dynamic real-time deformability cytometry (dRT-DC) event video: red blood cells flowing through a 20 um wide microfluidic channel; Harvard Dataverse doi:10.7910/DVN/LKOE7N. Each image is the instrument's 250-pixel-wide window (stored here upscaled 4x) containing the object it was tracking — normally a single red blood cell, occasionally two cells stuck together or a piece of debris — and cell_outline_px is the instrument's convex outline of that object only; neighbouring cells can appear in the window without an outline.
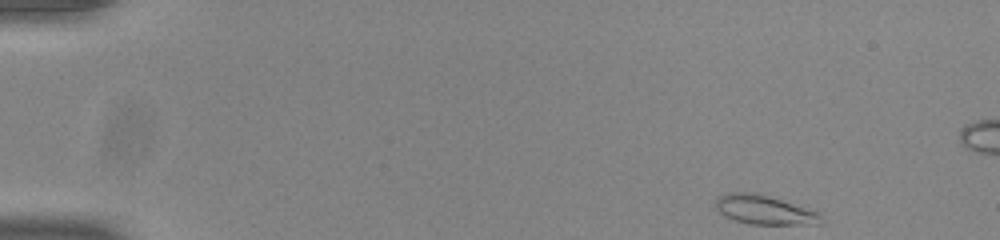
{"species": "common noctule bat (a hibernating species)", "species_latin": "Nyctalus noctula", "temperature_condition": "room temperature", "stored_images_in_passage": 50, "camera_frame_rate_fps": 3000, "um_per_image_px": 0.085, "animal": {"sex": "male", "body_mass_g": 20.0, "forearm_length_mm": 53.3}, "frame": {"image": 1, "passage_image": 1, "time_ms": 0.0, "image_size_px": [1000, 240], "cell_outline_px": [[820, 224], [748, 224], [724, 216], [716, 208], [716, 196], [728, 192], [756, 192], [816, 212], [820, 216]], "centroid_in_image_um": [64.86, 17.83], "position_along_channel_um": 20.1, "area_um2": 17.51}}
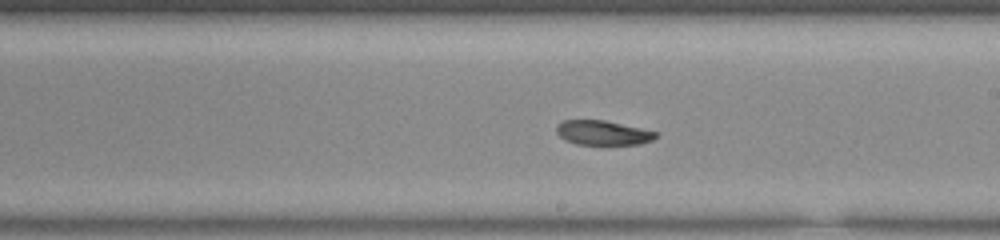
{"frame": {"image": 2, "passage_image": 27, "time_ms": 8.667, "image_size_px": [1000, 240], "cell_outline_px": [[660, 132], [652, 140], [640, 144], [608, 148], [576, 144], [564, 140], [556, 132], [556, 124], [564, 120], [604, 120]], "centroid_in_image_um": [51.26, 11.34], "position_along_channel_um": 237.7, "area_um2": 15.14}}
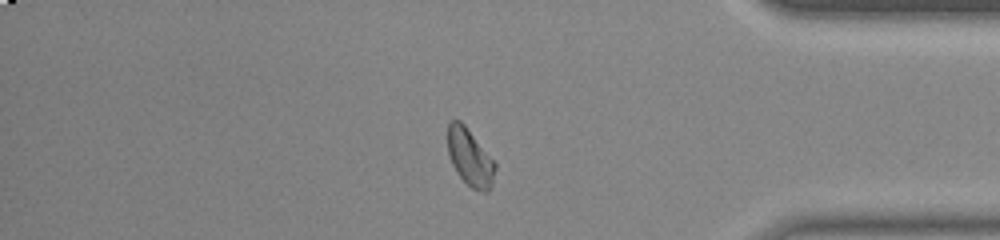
{"frame": {"image": 3, "passage_image": 41, "time_ms": 13.333, "image_size_px": [1000, 240], "cell_outline_px": [[496, 168], [492, 184], [488, 192], [480, 192], [472, 188], [456, 172], [452, 164], [448, 152], [448, 124], [452, 120], [460, 120], [464, 124], [496, 164]], "centroid_in_image_um": [39.94, 13.4], "position_along_channel_um": 395.3, "area_um2": 15.55}, "authors_computed_cell_mechanics": {"area_um2": 16.0106, "velocity_mm_per_s": 3.8418, "shape_relaxation_time_tau1_ms": null, "shape_relaxation_time_tau2_ms": 3.9331, "deformation_change_tau1": null, "deformation_change_tau2": 0.0834}}